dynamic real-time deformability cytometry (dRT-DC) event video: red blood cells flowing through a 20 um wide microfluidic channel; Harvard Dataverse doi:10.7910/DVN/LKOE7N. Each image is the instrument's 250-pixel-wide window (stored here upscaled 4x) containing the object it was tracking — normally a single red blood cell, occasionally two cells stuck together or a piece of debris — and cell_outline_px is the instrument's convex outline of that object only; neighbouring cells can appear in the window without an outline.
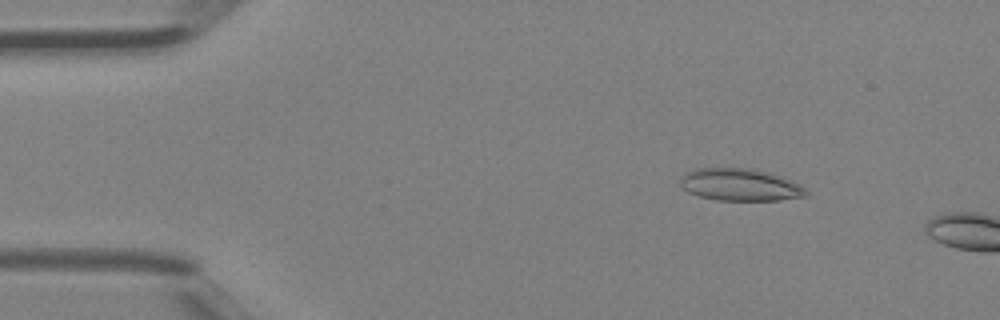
{"species": "Egyptian fruit bat (a non-hibernating species)", "species_latin": "Rousettus aegyptiacus", "temperature_condition": "room temperature", "stored_images_in_passage": 3, "camera_frame_rate_fps": 3000, "um_per_image_px": 0.085, "animal": {"sex": "female"}, "frame": {"image": 1, "passage_image": 2, "time_ms": 0.333, "image_size_px": [1000, 320], "cell_outline_px": [[808, 196], [780, 200], [716, 200], [700, 196], [688, 192], [680, 188], [680, 176], [696, 168], [752, 168], [768, 172], [780, 176], [800, 184], [808, 192]], "centroid_in_image_um": [62.89, 15.7], "position_along_channel_um": 22.1, "area_um2": 23.76}}